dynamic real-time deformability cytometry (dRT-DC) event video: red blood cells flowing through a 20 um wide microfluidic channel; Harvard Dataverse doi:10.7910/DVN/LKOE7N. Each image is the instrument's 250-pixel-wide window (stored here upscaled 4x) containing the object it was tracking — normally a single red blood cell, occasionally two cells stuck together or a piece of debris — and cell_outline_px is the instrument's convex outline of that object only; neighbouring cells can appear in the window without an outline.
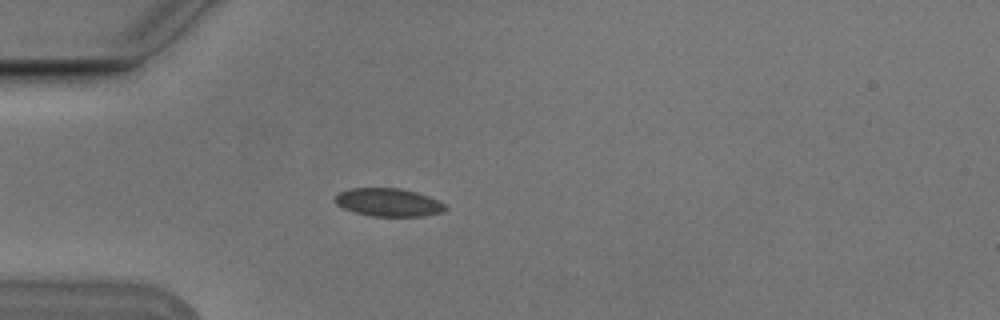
{"species": "Egyptian fruit bat (a non-hibernating species)", "species_latin": "Rousettus aegyptiacus", "temperature_condition": "cold", "stored_images_in_passage": 2, "camera_frame_rate_fps": 3000, "um_per_image_px": 0.085, "animal": {"sex": "male"}, "frame": {"image": 1, "passage_image": 2, "time_ms": 0.333, "image_size_px": [1000, 320], "cell_outline_px": [[448, 208], [444, 212], [424, 216], [372, 216], [356, 212], [344, 208], [336, 204], [332, 200], [340, 192], [348, 188], [400, 188], [416, 192], [440, 200]], "centroid_in_image_um": [33.04, 17.2], "position_along_channel_um": 52.0, "area_um2": 18.15}}